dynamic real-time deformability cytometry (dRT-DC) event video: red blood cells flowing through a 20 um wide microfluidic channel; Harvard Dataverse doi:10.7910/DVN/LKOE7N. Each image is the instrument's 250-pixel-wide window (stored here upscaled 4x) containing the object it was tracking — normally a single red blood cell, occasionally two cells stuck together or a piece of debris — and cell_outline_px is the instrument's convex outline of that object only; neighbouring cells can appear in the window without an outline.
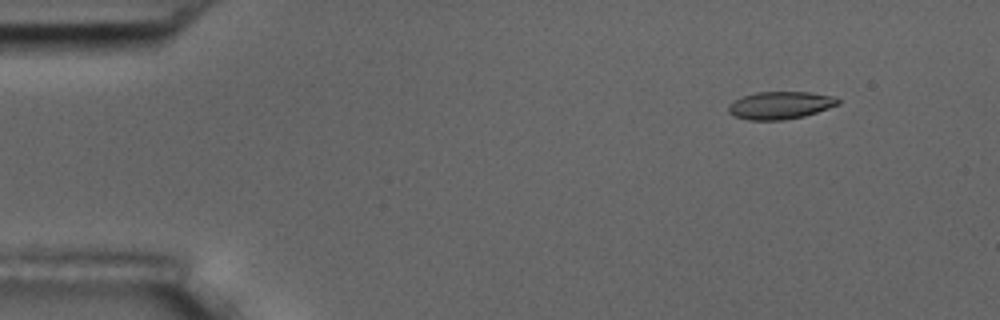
{"species": "common noctule bat (a hibernating species)", "species_latin": "Nyctalus noctula", "temperature_condition": "room temperature", "stored_images_in_passage": 17, "camera_frame_rate_fps": 3000, "um_per_image_px": 0.085, "animal": {"sex": "male", "body_mass_g": 17.5, "forearm_length_mm": 52.3}, "frame": {"image": 1, "passage_image": 6, "time_ms": 1.667, "image_size_px": [1000, 320], "cell_outline_px": [[840, 104], [804, 116], [784, 120], [748, 120], [736, 116], [728, 112], [728, 104], [744, 96], [756, 92], [812, 92], [832, 96], [840, 100]], "centroid_in_image_um": [66.33, 8.95], "position_along_channel_um": 18.7, "area_um2": 17.51}}